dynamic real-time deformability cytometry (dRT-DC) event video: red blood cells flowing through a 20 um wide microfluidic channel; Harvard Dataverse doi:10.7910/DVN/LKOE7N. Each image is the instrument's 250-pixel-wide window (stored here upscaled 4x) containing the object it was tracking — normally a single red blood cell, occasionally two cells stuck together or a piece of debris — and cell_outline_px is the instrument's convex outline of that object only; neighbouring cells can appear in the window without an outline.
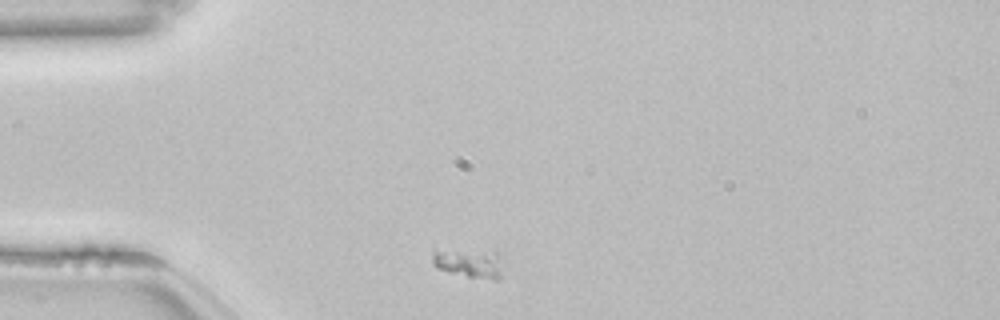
{"species": "common noctule bat (a hibernating species)", "species_latin": "Nyctalus noctula", "temperature_condition": "room temperature", "stored_images_in_passage": 43, "camera_frame_rate_fps": 3000, "um_per_image_px": 0.085, "animal": {"sex": "female", "body_mass_g": 22.7, "forearm_length_mm": 54.2}, "frame": {"image": 1, "passage_image": 1, "time_ms": 0.0, "image_size_px": [1000, 320], "cell_outline_px": [[500, 280], [492, 280], [468, 276], [448, 272], [436, 268], [432, 264], [432, 248], [500, 252]], "centroid_in_image_um": [39.8, 22.34], "position_along_channel_um": 45.2, "area_um2": 12.25}}
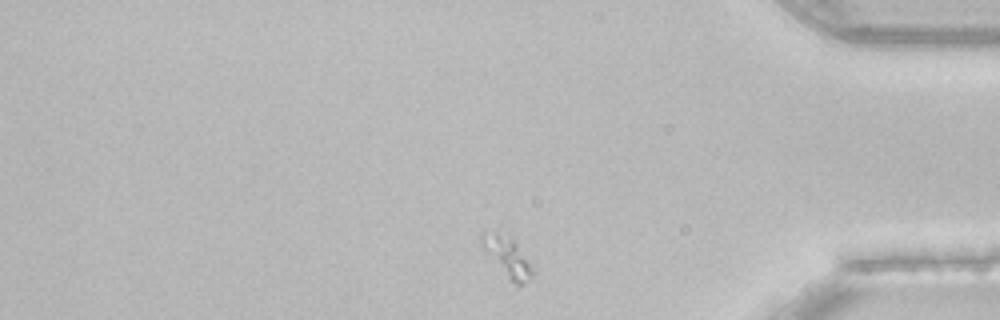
{"frame": {"image": 2, "passage_image": 34, "time_ms": 11.0, "image_size_px": [1000, 320], "cell_outline_px": [[532, 276], [524, 284], [516, 288], [508, 280], [480, 244], [480, 236], [484, 232], [500, 224], [516, 244], [528, 260], [532, 268]], "centroid_in_image_um": [43.06, 21.73], "position_along_channel_um": 392.1, "area_um2": 12.48}}
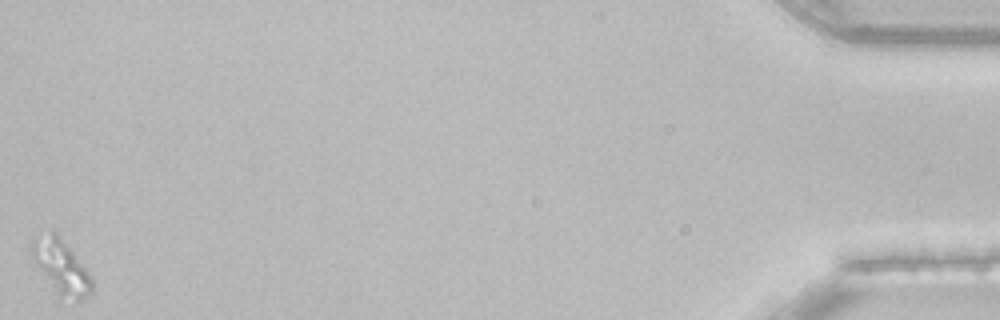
{"frame": {"image": 3, "passage_image": 43, "time_ms": 14.0, "image_size_px": [1000, 320], "cell_outline_px": [[92, 292], [88, 296], [80, 300], [76, 300], [60, 292], [28, 256], [28, 248], [32, 240], [52, 228], [56, 232], [92, 276]], "centroid_in_image_um": [5.15, 22.56], "position_along_channel_um": 430.0, "area_um2": 18.38}}